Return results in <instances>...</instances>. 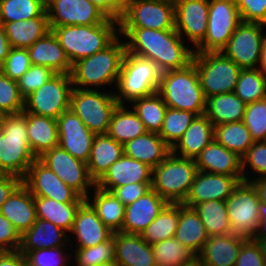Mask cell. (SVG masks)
Wrapping results in <instances>:
<instances>
[{"label":"cell","mask_w":266,"mask_h":266,"mask_svg":"<svg viewBox=\"0 0 266 266\" xmlns=\"http://www.w3.org/2000/svg\"><path fill=\"white\" fill-rule=\"evenodd\" d=\"M0 174L23 179L36 157L30 150L27 137L26 112L0 117Z\"/></svg>","instance_id":"4"},{"label":"cell","mask_w":266,"mask_h":266,"mask_svg":"<svg viewBox=\"0 0 266 266\" xmlns=\"http://www.w3.org/2000/svg\"><path fill=\"white\" fill-rule=\"evenodd\" d=\"M247 239L233 233L211 236L197 255L201 266H234L241 245Z\"/></svg>","instance_id":"24"},{"label":"cell","mask_w":266,"mask_h":266,"mask_svg":"<svg viewBox=\"0 0 266 266\" xmlns=\"http://www.w3.org/2000/svg\"><path fill=\"white\" fill-rule=\"evenodd\" d=\"M259 69L266 75V38L262 46Z\"/></svg>","instance_id":"66"},{"label":"cell","mask_w":266,"mask_h":266,"mask_svg":"<svg viewBox=\"0 0 266 266\" xmlns=\"http://www.w3.org/2000/svg\"><path fill=\"white\" fill-rule=\"evenodd\" d=\"M246 105L234 92L217 94L206 98L204 115L214 126L243 121Z\"/></svg>","instance_id":"35"},{"label":"cell","mask_w":266,"mask_h":266,"mask_svg":"<svg viewBox=\"0 0 266 266\" xmlns=\"http://www.w3.org/2000/svg\"><path fill=\"white\" fill-rule=\"evenodd\" d=\"M21 183L22 179L18 176L0 174V208Z\"/></svg>","instance_id":"60"},{"label":"cell","mask_w":266,"mask_h":266,"mask_svg":"<svg viewBox=\"0 0 266 266\" xmlns=\"http://www.w3.org/2000/svg\"><path fill=\"white\" fill-rule=\"evenodd\" d=\"M259 227L254 238L266 237V204L259 203Z\"/></svg>","instance_id":"64"},{"label":"cell","mask_w":266,"mask_h":266,"mask_svg":"<svg viewBox=\"0 0 266 266\" xmlns=\"http://www.w3.org/2000/svg\"><path fill=\"white\" fill-rule=\"evenodd\" d=\"M32 65L27 48L12 47L0 70L14 81H18Z\"/></svg>","instance_id":"54"},{"label":"cell","mask_w":266,"mask_h":266,"mask_svg":"<svg viewBox=\"0 0 266 266\" xmlns=\"http://www.w3.org/2000/svg\"><path fill=\"white\" fill-rule=\"evenodd\" d=\"M182 266H201L200 262L198 260H195L192 263L186 264V265H182Z\"/></svg>","instance_id":"68"},{"label":"cell","mask_w":266,"mask_h":266,"mask_svg":"<svg viewBox=\"0 0 266 266\" xmlns=\"http://www.w3.org/2000/svg\"><path fill=\"white\" fill-rule=\"evenodd\" d=\"M124 155L149 165H159L171 152V148L154 132H146L123 145Z\"/></svg>","instance_id":"32"},{"label":"cell","mask_w":266,"mask_h":266,"mask_svg":"<svg viewBox=\"0 0 266 266\" xmlns=\"http://www.w3.org/2000/svg\"><path fill=\"white\" fill-rule=\"evenodd\" d=\"M243 22L266 25V0H235Z\"/></svg>","instance_id":"55"},{"label":"cell","mask_w":266,"mask_h":266,"mask_svg":"<svg viewBox=\"0 0 266 266\" xmlns=\"http://www.w3.org/2000/svg\"><path fill=\"white\" fill-rule=\"evenodd\" d=\"M38 159L82 198L86 199L96 186L89 175L87 163L74 158L59 145L46 151Z\"/></svg>","instance_id":"15"},{"label":"cell","mask_w":266,"mask_h":266,"mask_svg":"<svg viewBox=\"0 0 266 266\" xmlns=\"http://www.w3.org/2000/svg\"><path fill=\"white\" fill-rule=\"evenodd\" d=\"M72 266H98L115 260L113 236L98 245L90 248L72 249Z\"/></svg>","instance_id":"48"},{"label":"cell","mask_w":266,"mask_h":266,"mask_svg":"<svg viewBox=\"0 0 266 266\" xmlns=\"http://www.w3.org/2000/svg\"><path fill=\"white\" fill-rule=\"evenodd\" d=\"M198 171L243 176L242 159L213 139L195 159Z\"/></svg>","instance_id":"25"},{"label":"cell","mask_w":266,"mask_h":266,"mask_svg":"<svg viewBox=\"0 0 266 266\" xmlns=\"http://www.w3.org/2000/svg\"><path fill=\"white\" fill-rule=\"evenodd\" d=\"M213 139L214 125L205 115L196 116L171 151L195 160Z\"/></svg>","instance_id":"30"},{"label":"cell","mask_w":266,"mask_h":266,"mask_svg":"<svg viewBox=\"0 0 266 266\" xmlns=\"http://www.w3.org/2000/svg\"><path fill=\"white\" fill-rule=\"evenodd\" d=\"M119 35L125 41L127 53L151 60L161 73L184 69L192 63L194 50L176 29L119 27Z\"/></svg>","instance_id":"1"},{"label":"cell","mask_w":266,"mask_h":266,"mask_svg":"<svg viewBox=\"0 0 266 266\" xmlns=\"http://www.w3.org/2000/svg\"><path fill=\"white\" fill-rule=\"evenodd\" d=\"M21 253L25 257L26 266H72V248L70 246Z\"/></svg>","instance_id":"49"},{"label":"cell","mask_w":266,"mask_h":266,"mask_svg":"<svg viewBox=\"0 0 266 266\" xmlns=\"http://www.w3.org/2000/svg\"><path fill=\"white\" fill-rule=\"evenodd\" d=\"M11 44L6 36L4 26L0 22V66L4 63L11 50Z\"/></svg>","instance_id":"62"},{"label":"cell","mask_w":266,"mask_h":266,"mask_svg":"<svg viewBox=\"0 0 266 266\" xmlns=\"http://www.w3.org/2000/svg\"><path fill=\"white\" fill-rule=\"evenodd\" d=\"M234 266H266L259 246L253 239H247L239 250Z\"/></svg>","instance_id":"57"},{"label":"cell","mask_w":266,"mask_h":266,"mask_svg":"<svg viewBox=\"0 0 266 266\" xmlns=\"http://www.w3.org/2000/svg\"><path fill=\"white\" fill-rule=\"evenodd\" d=\"M113 234L114 232L103 224L92 206L85 201L76 213L69 233V244L71 248H90L109 240ZM71 236L73 239L75 236L76 240L70 239Z\"/></svg>","instance_id":"21"},{"label":"cell","mask_w":266,"mask_h":266,"mask_svg":"<svg viewBox=\"0 0 266 266\" xmlns=\"http://www.w3.org/2000/svg\"><path fill=\"white\" fill-rule=\"evenodd\" d=\"M168 202L150 189L135 202L125 206L122 232L142 234Z\"/></svg>","instance_id":"23"},{"label":"cell","mask_w":266,"mask_h":266,"mask_svg":"<svg viewBox=\"0 0 266 266\" xmlns=\"http://www.w3.org/2000/svg\"><path fill=\"white\" fill-rule=\"evenodd\" d=\"M22 183L33 196L51 198L62 203H84L86 201L39 159L31 164Z\"/></svg>","instance_id":"16"},{"label":"cell","mask_w":266,"mask_h":266,"mask_svg":"<svg viewBox=\"0 0 266 266\" xmlns=\"http://www.w3.org/2000/svg\"><path fill=\"white\" fill-rule=\"evenodd\" d=\"M34 17H47L46 0H0L2 24Z\"/></svg>","instance_id":"45"},{"label":"cell","mask_w":266,"mask_h":266,"mask_svg":"<svg viewBox=\"0 0 266 266\" xmlns=\"http://www.w3.org/2000/svg\"><path fill=\"white\" fill-rule=\"evenodd\" d=\"M23 109L24 97L19 91L17 81L0 70V115L18 114Z\"/></svg>","instance_id":"51"},{"label":"cell","mask_w":266,"mask_h":266,"mask_svg":"<svg viewBox=\"0 0 266 266\" xmlns=\"http://www.w3.org/2000/svg\"><path fill=\"white\" fill-rule=\"evenodd\" d=\"M214 139L241 158L255 142L243 121L214 126Z\"/></svg>","instance_id":"41"},{"label":"cell","mask_w":266,"mask_h":266,"mask_svg":"<svg viewBox=\"0 0 266 266\" xmlns=\"http://www.w3.org/2000/svg\"><path fill=\"white\" fill-rule=\"evenodd\" d=\"M195 117L196 115L194 113L168 107L158 135L172 149L182 138L184 132Z\"/></svg>","instance_id":"47"},{"label":"cell","mask_w":266,"mask_h":266,"mask_svg":"<svg viewBox=\"0 0 266 266\" xmlns=\"http://www.w3.org/2000/svg\"><path fill=\"white\" fill-rule=\"evenodd\" d=\"M152 168L136 159L123 155L114 162L96 182L102 190L111 192L115 187L130 183H151Z\"/></svg>","instance_id":"22"},{"label":"cell","mask_w":266,"mask_h":266,"mask_svg":"<svg viewBox=\"0 0 266 266\" xmlns=\"http://www.w3.org/2000/svg\"><path fill=\"white\" fill-rule=\"evenodd\" d=\"M150 189L151 183H130L115 187L111 192L124 206H127L142 197Z\"/></svg>","instance_id":"58"},{"label":"cell","mask_w":266,"mask_h":266,"mask_svg":"<svg viewBox=\"0 0 266 266\" xmlns=\"http://www.w3.org/2000/svg\"><path fill=\"white\" fill-rule=\"evenodd\" d=\"M27 50L32 65L48 67L55 73H71L72 64L51 30Z\"/></svg>","instance_id":"28"},{"label":"cell","mask_w":266,"mask_h":266,"mask_svg":"<svg viewBox=\"0 0 266 266\" xmlns=\"http://www.w3.org/2000/svg\"><path fill=\"white\" fill-rule=\"evenodd\" d=\"M113 238L115 261L120 266H156L151 244L140 234L115 232Z\"/></svg>","instance_id":"26"},{"label":"cell","mask_w":266,"mask_h":266,"mask_svg":"<svg viewBox=\"0 0 266 266\" xmlns=\"http://www.w3.org/2000/svg\"><path fill=\"white\" fill-rule=\"evenodd\" d=\"M26 120L29 147L36 159L46 151L58 146L59 135L56 119L26 113Z\"/></svg>","instance_id":"31"},{"label":"cell","mask_w":266,"mask_h":266,"mask_svg":"<svg viewBox=\"0 0 266 266\" xmlns=\"http://www.w3.org/2000/svg\"><path fill=\"white\" fill-rule=\"evenodd\" d=\"M0 213L22 235L37 220L34 196L21 183L3 203Z\"/></svg>","instance_id":"27"},{"label":"cell","mask_w":266,"mask_h":266,"mask_svg":"<svg viewBox=\"0 0 266 266\" xmlns=\"http://www.w3.org/2000/svg\"><path fill=\"white\" fill-rule=\"evenodd\" d=\"M240 22L235 0H209L207 33L194 53L220 52Z\"/></svg>","instance_id":"11"},{"label":"cell","mask_w":266,"mask_h":266,"mask_svg":"<svg viewBox=\"0 0 266 266\" xmlns=\"http://www.w3.org/2000/svg\"><path fill=\"white\" fill-rule=\"evenodd\" d=\"M178 223L179 203H168L142 232L141 237L148 244L174 237Z\"/></svg>","instance_id":"44"},{"label":"cell","mask_w":266,"mask_h":266,"mask_svg":"<svg viewBox=\"0 0 266 266\" xmlns=\"http://www.w3.org/2000/svg\"><path fill=\"white\" fill-rule=\"evenodd\" d=\"M56 120L58 145L74 158L87 163L96 134L90 131L71 109L64 111Z\"/></svg>","instance_id":"19"},{"label":"cell","mask_w":266,"mask_h":266,"mask_svg":"<svg viewBox=\"0 0 266 266\" xmlns=\"http://www.w3.org/2000/svg\"><path fill=\"white\" fill-rule=\"evenodd\" d=\"M108 17L119 21L126 8L128 0H89Z\"/></svg>","instance_id":"59"},{"label":"cell","mask_w":266,"mask_h":266,"mask_svg":"<svg viewBox=\"0 0 266 266\" xmlns=\"http://www.w3.org/2000/svg\"><path fill=\"white\" fill-rule=\"evenodd\" d=\"M2 134H3V132H2V129L0 127V137H2Z\"/></svg>","instance_id":"69"},{"label":"cell","mask_w":266,"mask_h":266,"mask_svg":"<svg viewBox=\"0 0 266 266\" xmlns=\"http://www.w3.org/2000/svg\"><path fill=\"white\" fill-rule=\"evenodd\" d=\"M240 181H243V176H228L198 171L182 204L193 208L196 204L204 201H226Z\"/></svg>","instance_id":"20"},{"label":"cell","mask_w":266,"mask_h":266,"mask_svg":"<svg viewBox=\"0 0 266 266\" xmlns=\"http://www.w3.org/2000/svg\"><path fill=\"white\" fill-rule=\"evenodd\" d=\"M72 90L70 74L56 73L39 89L24 98L23 112L57 119L70 109Z\"/></svg>","instance_id":"10"},{"label":"cell","mask_w":266,"mask_h":266,"mask_svg":"<svg viewBox=\"0 0 266 266\" xmlns=\"http://www.w3.org/2000/svg\"><path fill=\"white\" fill-rule=\"evenodd\" d=\"M160 76L161 72L151 60L126 52L114 87V95L119 105H129L135 99L157 92Z\"/></svg>","instance_id":"7"},{"label":"cell","mask_w":266,"mask_h":266,"mask_svg":"<svg viewBox=\"0 0 266 266\" xmlns=\"http://www.w3.org/2000/svg\"><path fill=\"white\" fill-rule=\"evenodd\" d=\"M21 235L15 227L0 213V252L18 251Z\"/></svg>","instance_id":"56"},{"label":"cell","mask_w":266,"mask_h":266,"mask_svg":"<svg viewBox=\"0 0 266 266\" xmlns=\"http://www.w3.org/2000/svg\"><path fill=\"white\" fill-rule=\"evenodd\" d=\"M156 266H182L197 260V255L175 237L151 244Z\"/></svg>","instance_id":"43"},{"label":"cell","mask_w":266,"mask_h":266,"mask_svg":"<svg viewBox=\"0 0 266 266\" xmlns=\"http://www.w3.org/2000/svg\"><path fill=\"white\" fill-rule=\"evenodd\" d=\"M256 190L259 201L266 204V177H259L249 181Z\"/></svg>","instance_id":"63"},{"label":"cell","mask_w":266,"mask_h":266,"mask_svg":"<svg viewBox=\"0 0 266 266\" xmlns=\"http://www.w3.org/2000/svg\"><path fill=\"white\" fill-rule=\"evenodd\" d=\"M0 266H26V260L19 250L0 252Z\"/></svg>","instance_id":"61"},{"label":"cell","mask_w":266,"mask_h":266,"mask_svg":"<svg viewBox=\"0 0 266 266\" xmlns=\"http://www.w3.org/2000/svg\"><path fill=\"white\" fill-rule=\"evenodd\" d=\"M119 27L175 29L174 1L128 0Z\"/></svg>","instance_id":"14"},{"label":"cell","mask_w":266,"mask_h":266,"mask_svg":"<svg viewBox=\"0 0 266 266\" xmlns=\"http://www.w3.org/2000/svg\"><path fill=\"white\" fill-rule=\"evenodd\" d=\"M244 103L266 98V75L259 69H242L233 91Z\"/></svg>","instance_id":"46"},{"label":"cell","mask_w":266,"mask_h":266,"mask_svg":"<svg viewBox=\"0 0 266 266\" xmlns=\"http://www.w3.org/2000/svg\"><path fill=\"white\" fill-rule=\"evenodd\" d=\"M198 172L196 161L172 151L152 168L151 189L168 203H183Z\"/></svg>","instance_id":"6"},{"label":"cell","mask_w":266,"mask_h":266,"mask_svg":"<svg viewBox=\"0 0 266 266\" xmlns=\"http://www.w3.org/2000/svg\"><path fill=\"white\" fill-rule=\"evenodd\" d=\"M253 240L256 242V244L259 246L261 256L264 259L266 263V237L262 238H253Z\"/></svg>","instance_id":"65"},{"label":"cell","mask_w":266,"mask_h":266,"mask_svg":"<svg viewBox=\"0 0 266 266\" xmlns=\"http://www.w3.org/2000/svg\"><path fill=\"white\" fill-rule=\"evenodd\" d=\"M86 201L96 211L103 224L112 232H122L125 206L112 192L105 191L95 186ZM92 194V195H91Z\"/></svg>","instance_id":"36"},{"label":"cell","mask_w":266,"mask_h":266,"mask_svg":"<svg viewBox=\"0 0 266 266\" xmlns=\"http://www.w3.org/2000/svg\"><path fill=\"white\" fill-rule=\"evenodd\" d=\"M241 159L243 181L249 182L255 178L266 177L265 141H255Z\"/></svg>","instance_id":"50"},{"label":"cell","mask_w":266,"mask_h":266,"mask_svg":"<svg viewBox=\"0 0 266 266\" xmlns=\"http://www.w3.org/2000/svg\"><path fill=\"white\" fill-rule=\"evenodd\" d=\"M124 155L123 145L108 134H96L87 162L90 177L97 182Z\"/></svg>","instance_id":"33"},{"label":"cell","mask_w":266,"mask_h":266,"mask_svg":"<svg viewBox=\"0 0 266 266\" xmlns=\"http://www.w3.org/2000/svg\"><path fill=\"white\" fill-rule=\"evenodd\" d=\"M98 266H120V265L114 260V261H110L107 263H103V264L98 265Z\"/></svg>","instance_id":"67"},{"label":"cell","mask_w":266,"mask_h":266,"mask_svg":"<svg viewBox=\"0 0 266 266\" xmlns=\"http://www.w3.org/2000/svg\"><path fill=\"white\" fill-rule=\"evenodd\" d=\"M265 32L264 24L241 21L221 52L241 69H257Z\"/></svg>","instance_id":"13"},{"label":"cell","mask_w":266,"mask_h":266,"mask_svg":"<svg viewBox=\"0 0 266 266\" xmlns=\"http://www.w3.org/2000/svg\"><path fill=\"white\" fill-rule=\"evenodd\" d=\"M129 106L144 123L148 132H160L168 106L158 92L135 99Z\"/></svg>","instance_id":"42"},{"label":"cell","mask_w":266,"mask_h":266,"mask_svg":"<svg viewBox=\"0 0 266 266\" xmlns=\"http://www.w3.org/2000/svg\"><path fill=\"white\" fill-rule=\"evenodd\" d=\"M254 141H265L266 136V98L248 103L243 117Z\"/></svg>","instance_id":"52"},{"label":"cell","mask_w":266,"mask_h":266,"mask_svg":"<svg viewBox=\"0 0 266 266\" xmlns=\"http://www.w3.org/2000/svg\"><path fill=\"white\" fill-rule=\"evenodd\" d=\"M37 218L52 222L54 225L71 232L76 213L83 203H62L51 198L34 196Z\"/></svg>","instance_id":"38"},{"label":"cell","mask_w":266,"mask_h":266,"mask_svg":"<svg viewBox=\"0 0 266 266\" xmlns=\"http://www.w3.org/2000/svg\"><path fill=\"white\" fill-rule=\"evenodd\" d=\"M125 53L126 44L119 35L105 49L73 63L70 73L73 88L103 90L116 87Z\"/></svg>","instance_id":"2"},{"label":"cell","mask_w":266,"mask_h":266,"mask_svg":"<svg viewBox=\"0 0 266 266\" xmlns=\"http://www.w3.org/2000/svg\"><path fill=\"white\" fill-rule=\"evenodd\" d=\"M192 62L205 98L234 91L242 69L221 51L194 53Z\"/></svg>","instance_id":"9"},{"label":"cell","mask_w":266,"mask_h":266,"mask_svg":"<svg viewBox=\"0 0 266 266\" xmlns=\"http://www.w3.org/2000/svg\"><path fill=\"white\" fill-rule=\"evenodd\" d=\"M129 105H118L114 110L107 134L124 145L148 132L144 123Z\"/></svg>","instance_id":"39"},{"label":"cell","mask_w":266,"mask_h":266,"mask_svg":"<svg viewBox=\"0 0 266 266\" xmlns=\"http://www.w3.org/2000/svg\"><path fill=\"white\" fill-rule=\"evenodd\" d=\"M114 90L73 88L70 109L95 134H107L112 114L119 105Z\"/></svg>","instance_id":"8"},{"label":"cell","mask_w":266,"mask_h":266,"mask_svg":"<svg viewBox=\"0 0 266 266\" xmlns=\"http://www.w3.org/2000/svg\"><path fill=\"white\" fill-rule=\"evenodd\" d=\"M70 246L69 234L52 222L39 219L21 235L20 252Z\"/></svg>","instance_id":"29"},{"label":"cell","mask_w":266,"mask_h":266,"mask_svg":"<svg viewBox=\"0 0 266 266\" xmlns=\"http://www.w3.org/2000/svg\"><path fill=\"white\" fill-rule=\"evenodd\" d=\"M6 36L14 48H29L50 31L48 17L4 23Z\"/></svg>","instance_id":"37"},{"label":"cell","mask_w":266,"mask_h":266,"mask_svg":"<svg viewBox=\"0 0 266 266\" xmlns=\"http://www.w3.org/2000/svg\"><path fill=\"white\" fill-rule=\"evenodd\" d=\"M71 64L109 46L119 36V21L109 18L97 25L50 28Z\"/></svg>","instance_id":"3"},{"label":"cell","mask_w":266,"mask_h":266,"mask_svg":"<svg viewBox=\"0 0 266 266\" xmlns=\"http://www.w3.org/2000/svg\"><path fill=\"white\" fill-rule=\"evenodd\" d=\"M56 73L48 67L31 65L30 68L17 81L21 95L26 98L44 83L49 81Z\"/></svg>","instance_id":"53"},{"label":"cell","mask_w":266,"mask_h":266,"mask_svg":"<svg viewBox=\"0 0 266 266\" xmlns=\"http://www.w3.org/2000/svg\"><path fill=\"white\" fill-rule=\"evenodd\" d=\"M233 234L253 239L259 227V197L252 184L240 181L225 201Z\"/></svg>","instance_id":"12"},{"label":"cell","mask_w":266,"mask_h":266,"mask_svg":"<svg viewBox=\"0 0 266 266\" xmlns=\"http://www.w3.org/2000/svg\"><path fill=\"white\" fill-rule=\"evenodd\" d=\"M193 208L201 218L209 237L233 233L225 201H204Z\"/></svg>","instance_id":"40"},{"label":"cell","mask_w":266,"mask_h":266,"mask_svg":"<svg viewBox=\"0 0 266 266\" xmlns=\"http://www.w3.org/2000/svg\"><path fill=\"white\" fill-rule=\"evenodd\" d=\"M174 6L175 29L194 50L207 33L209 0H174Z\"/></svg>","instance_id":"18"},{"label":"cell","mask_w":266,"mask_h":266,"mask_svg":"<svg viewBox=\"0 0 266 266\" xmlns=\"http://www.w3.org/2000/svg\"><path fill=\"white\" fill-rule=\"evenodd\" d=\"M49 28L97 25L109 18L89 0H46Z\"/></svg>","instance_id":"17"},{"label":"cell","mask_w":266,"mask_h":266,"mask_svg":"<svg viewBox=\"0 0 266 266\" xmlns=\"http://www.w3.org/2000/svg\"><path fill=\"white\" fill-rule=\"evenodd\" d=\"M157 92L169 108L185 110L196 116L205 113L206 98L193 62L184 69L162 72Z\"/></svg>","instance_id":"5"},{"label":"cell","mask_w":266,"mask_h":266,"mask_svg":"<svg viewBox=\"0 0 266 266\" xmlns=\"http://www.w3.org/2000/svg\"><path fill=\"white\" fill-rule=\"evenodd\" d=\"M174 237L196 255L200 253L209 236L194 208L179 203V223Z\"/></svg>","instance_id":"34"}]
</instances>
